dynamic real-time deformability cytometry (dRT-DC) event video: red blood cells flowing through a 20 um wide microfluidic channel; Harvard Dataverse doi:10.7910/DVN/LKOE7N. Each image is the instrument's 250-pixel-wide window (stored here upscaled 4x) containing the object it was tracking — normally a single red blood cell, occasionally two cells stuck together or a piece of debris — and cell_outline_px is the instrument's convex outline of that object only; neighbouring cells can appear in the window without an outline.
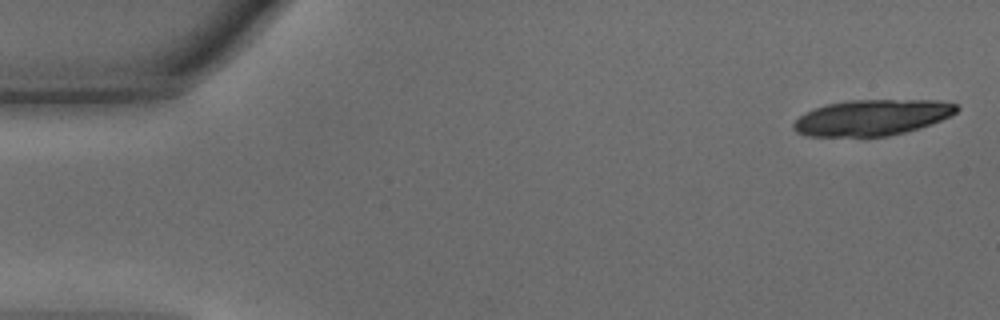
{"species": "common noctule bat (a hibernating species)", "species_latin": "Nyctalus noctula", "temperature_condition": "warm", "stored_images_in_passage": 28, "camera_frame_rate_fps": 3000, "um_per_image_px": 0.085, "animal": {"sex": "male", "body_mass_g": 15.6}, "frame": {"image": 1, "passage_image": 1, "time_ms": 0.0, "image_size_px": [1000, 320], "cell_outline_px": [[960, 108], [956, 112], [932, 124], [904, 132], [888, 136], [808, 136], [796, 132], [792, 128], [792, 124], [804, 112], [812, 108], [824, 104], [848, 100], [940, 100], [956, 104]], "centroid_in_image_um": [74.08, 9.98], "position_along_channel_um": 10.9, "area_um2": 34.22}}
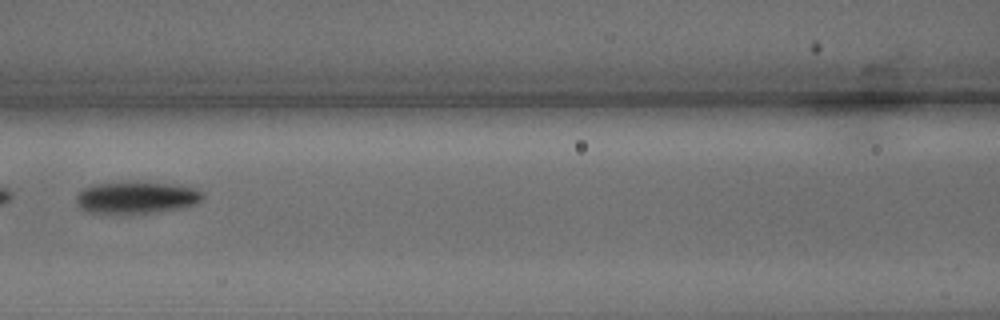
{"frame": {"image": 2, "passage_image": 20, "time_ms": 6.333, "image_size_px": [1000, 320], "cell_outline_px": [[204, 196], [196, 204], [184, 208], [128, 216], [88, 212], [80, 208], [76, 200], [76, 196], [84, 188], [92, 184], [172, 184], [196, 188], [204, 192]], "centroid_in_image_um": [11.61, 16.86], "position_along_channel_um": 155.0, "area_um2": 23.64}}